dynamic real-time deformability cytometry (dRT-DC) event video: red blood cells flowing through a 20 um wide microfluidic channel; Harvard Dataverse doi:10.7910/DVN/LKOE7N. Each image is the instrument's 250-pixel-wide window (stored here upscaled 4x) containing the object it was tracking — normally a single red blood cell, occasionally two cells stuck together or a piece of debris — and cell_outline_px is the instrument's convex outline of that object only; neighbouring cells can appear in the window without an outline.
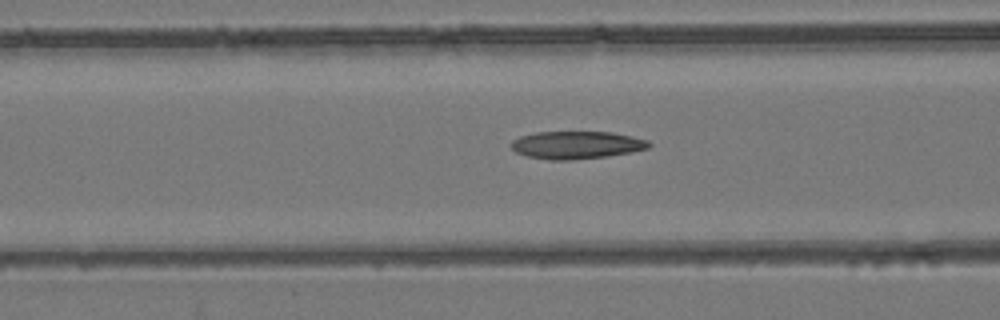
{"species": "common noctule bat (a hibernating species)", "species_latin": "Nyctalus noctula", "temperature_condition": "room temperature", "stored_images_in_passage": 53, "camera_frame_rate_fps": 3000, "um_per_image_px": 0.085, "animal": {"sex": "female", "body_mass_g": 24.6, "forearm_length_mm": 56.2}, "frame": {"image": 1, "passage_image": 21, "time_ms": 6.667, "image_size_px": [1000, 320], "cell_outline_px": [[652, 144], [648, 148], [632, 152], [608, 156], [568, 160], [552, 160], [528, 156], [516, 152], [508, 144], [512, 140], [520, 136], [536, 132], [612, 132], [632, 136], [648, 140]], "centroid_in_image_um": [49.01, 12.32], "position_along_channel_um": 117.6, "area_um2": 22.25}}
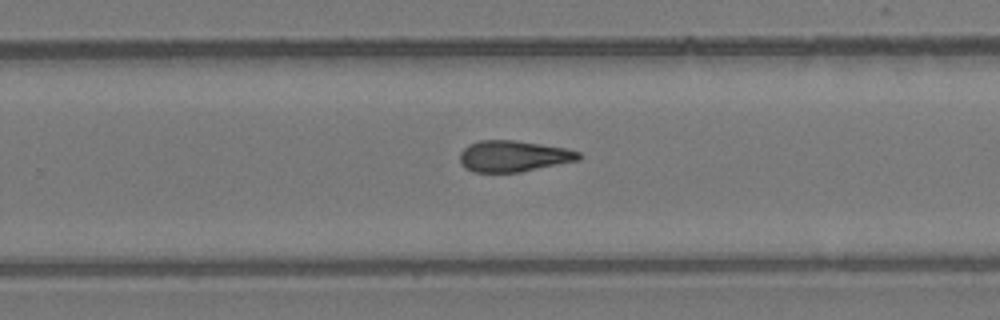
{"frame": {"image": 2, "passage_image": 34, "time_ms": 11.0, "image_size_px": [1000, 320], "cell_outline_px": [[584, 156], [580, 160], [520, 172], [472, 172], [464, 168], [460, 164], [460, 152], [468, 144], [480, 140], [512, 140], [540, 144], [564, 148], [580, 152]], "centroid_in_image_um": [43.63, 13.28], "position_along_channel_um": 286.2, "area_um2": 21.73}}
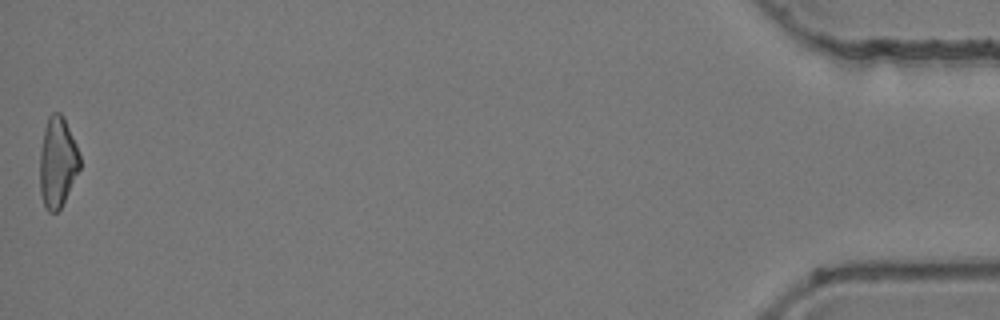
{"frame": {"image": 3, "passage_image": 53, "time_ms": 17.333, "image_size_px": [1000, 320], "cell_outline_px": [[80, 168], [60, 208], [56, 212], [48, 212], [44, 204], [40, 192], [40, 152], [44, 128], [48, 116], [52, 112], [60, 112], [64, 116], [76, 144], [80, 156]], "centroid_in_image_um": [4.88, 13.75], "position_along_channel_um": 430.3, "area_um2": 20.98}, "authors_computed_cell_mechanics": {"area_um2": 21.7906, "velocity_mm_per_s": 3.8966, "shape_relaxation_time_tau1_ms": null, "shape_relaxation_time_tau2_ms": 9.7165, "deformation_change_tau1": null, "deformation_change_tau2": 0.2333}}